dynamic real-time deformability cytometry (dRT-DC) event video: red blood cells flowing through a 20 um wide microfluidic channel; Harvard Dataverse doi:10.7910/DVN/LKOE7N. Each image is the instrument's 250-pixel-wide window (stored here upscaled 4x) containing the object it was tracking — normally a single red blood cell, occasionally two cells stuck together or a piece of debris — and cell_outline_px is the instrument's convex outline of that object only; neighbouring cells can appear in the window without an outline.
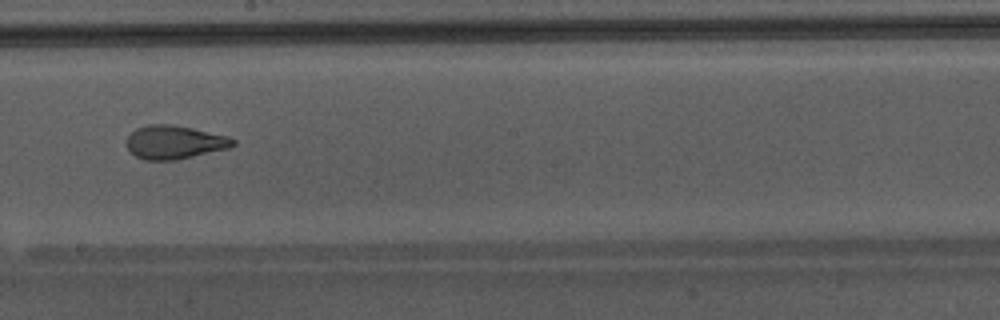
{"species": "Egyptian fruit bat (a non-hibernating species)", "species_latin": "Rousettus aegyptiacus", "temperature_condition": "warm", "stored_images_in_passage": 35, "camera_frame_rate_fps": 3000, "um_per_image_px": 0.085, "animal": {"sex": "male"}, "frame": {"image": 1, "passage_image": 16, "time_ms": 5.0, "image_size_px": [1000, 320], "cell_outline_px": [[236, 144], [228, 148], [176, 160], [144, 160], [136, 156], [128, 148], [128, 136], [136, 128], [148, 124], [172, 124], [192, 128], [228, 136], [236, 140]], "centroid_in_image_um": [14.84, 12.08], "position_along_channel_um": 233.4, "area_um2": 20.63}, "authors_computed_cell_mechanics": {"area_um2": 21.7328, "velocity_mm_per_s": 4.3488, "shape_relaxation_time_tau1_ms": 9.9978, "shape_relaxation_time_tau2_ms": 1.193, "deformation_change_tau1": 0.2835, "deformation_change_tau2": 0.0844}}